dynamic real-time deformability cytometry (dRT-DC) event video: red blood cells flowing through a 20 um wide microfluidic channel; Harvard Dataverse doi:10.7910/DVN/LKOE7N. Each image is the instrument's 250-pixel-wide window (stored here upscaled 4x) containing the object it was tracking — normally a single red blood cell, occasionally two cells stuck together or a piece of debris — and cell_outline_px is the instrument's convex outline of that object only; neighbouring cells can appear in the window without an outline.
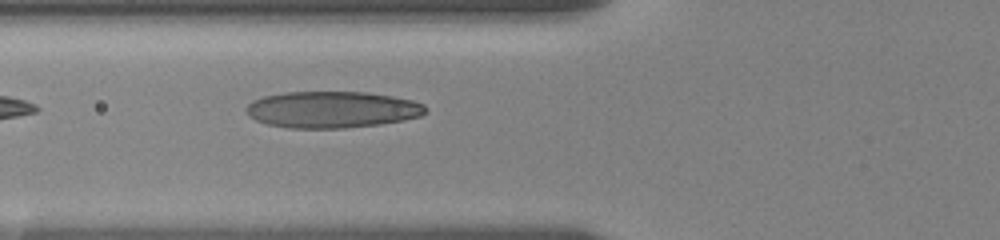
{"species": "human", "species_latin": "Homo sapiens", "temperature_condition": "room temperature", "stored_images_in_passage": 7, "camera_frame_rate_fps": 3000, "um_per_image_px": 0.085, "donor": {"sex": "female"}, "frame": {"image": 1, "passage_image": 7, "time_ms": 5.667, "image_size_px": [1000, 240], "cell_outline_px": [[428, 112], [420, 116], [404, 120], [380, 124], [344, 128], [288, 128], [268, 124], [256, 120], [248, 116], [244, 108], [252, 100], [264, 96], [284, 92], [368, 92], [392, 96], [412, 100], [424, 104], [428, 108]], "centroid_in_image_um": [28.23, 9.31], "position_along_channel_um": 97.6, "area_um2": 38.49}}